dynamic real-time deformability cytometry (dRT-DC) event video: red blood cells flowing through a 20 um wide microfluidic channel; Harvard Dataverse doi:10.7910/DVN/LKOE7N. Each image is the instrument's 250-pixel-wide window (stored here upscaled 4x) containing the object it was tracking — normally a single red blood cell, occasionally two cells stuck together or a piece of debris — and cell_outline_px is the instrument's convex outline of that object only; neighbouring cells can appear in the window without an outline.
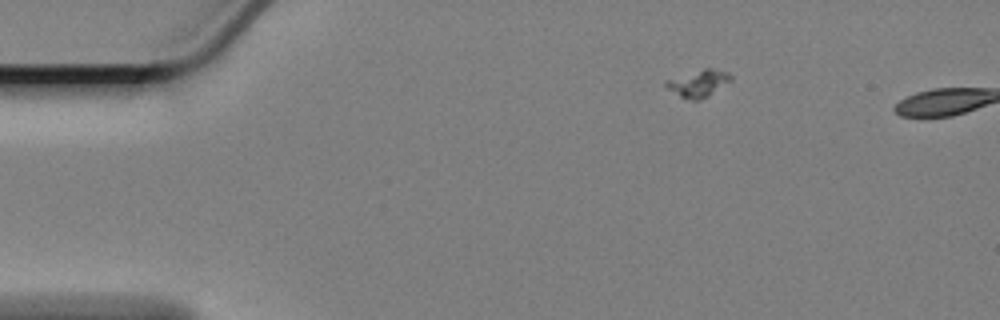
{"species": "Egyptian fruit bat (a non-hibernating species)", "species_latin": "Rousettus aegyptiacus", "temperature_condition": "cold", "stored_images_in_passage": 4, "camera_frame_rate_fps": 3000, "um_per_image_px": 0.085, "animal": {"sex": "female"}, "frame": {"image": 1, "passage_image": 2, "time_ms": 0.333, "image_size_px": [1000, 320], "cell_outline_px": [[732, 80], [708, 96], [700, 100], [692, 100], [680, 96], [668, 88], [664, 84], [664, 80], [704, 68], [712, 68], [728, 72], [732, 76]], "centroid_in_image_um": [59.37, 7.07], "position_along_channel_um": 25.6, "area_um2": 10.12}}